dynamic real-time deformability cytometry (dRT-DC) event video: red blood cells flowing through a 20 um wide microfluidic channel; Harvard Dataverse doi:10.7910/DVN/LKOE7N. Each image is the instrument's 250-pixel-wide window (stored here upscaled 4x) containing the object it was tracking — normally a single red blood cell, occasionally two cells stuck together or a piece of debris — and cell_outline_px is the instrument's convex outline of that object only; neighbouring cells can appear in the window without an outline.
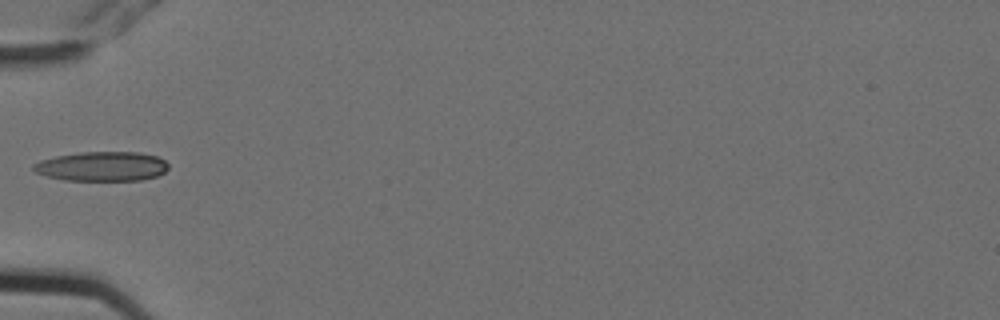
{"species": "Egyptian fruit bat (a non-hibernating species)", "species_latin": "Rousettus aegyptiacus", "temperature_condition": "cold", "stored_images_in_passage": 6, "camera_frame_rate_fps": 3000, "um_per_image_px": 0.085, "animal": {"sex": "female"}, "frame": {"image": 1, "passage_image": 1, "time_ms": 0.0, "image_size_px": [1000, 320], "cell_outline_px": [[168, 168], [164, 172], [156, 176], [140, 180], [64, 180], [48, 176], [36, 172], [32, 168], [32, 164], [40, 160], [56, 156], [80, 152], [140, 152], [156, 156], [164, 160], [168, 164]], "centroid_in_image_um": [8.66, 14.13], "position_along_channel_um": 76.3, "area_um2": 23.12}}
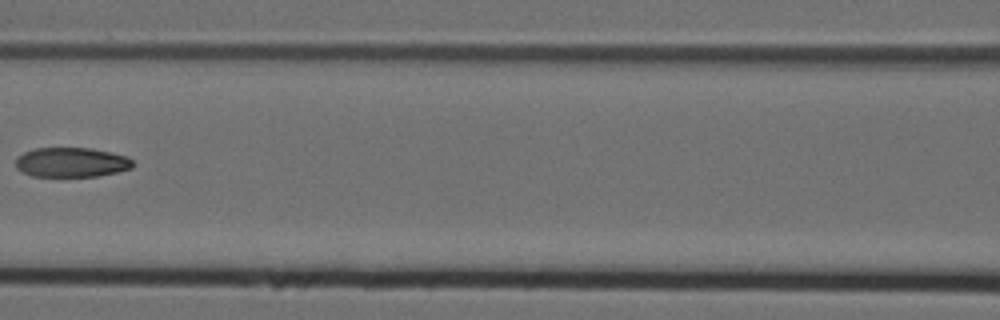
{"frame": {"image": 2, "passage_image": 3, "time_ms": 0.667, "image_size_px": [1000, 320], "cell_outline_px": [[132, 168], [116, 172], [96, 176], [32, 176], [16, 168], [16, 156], [24, 152], [36, 148], [92, 148], [112, 152], [124, 156], [132, 160]], "centroid_in_image_um": [6.05, 13.79], "position_along_channel_um": 160.6, "area_um2": 20.11}}
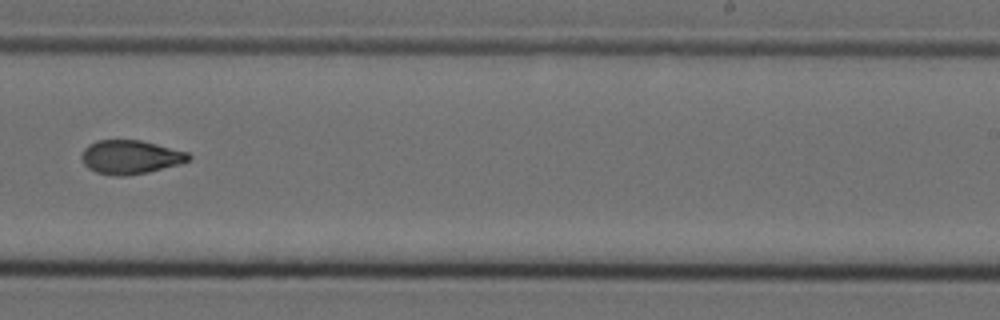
{"frame": {"image": 3, "passage_image": 6, "time_ms": 1.667, "image_size_px": [1000, 320], "cell_outline_px": [[192, 156], [188, 160], [180, 164], [148, 172], [124, 176], [112, 176], [96, 172], [88, 168], [84, 164], [80, 156], [84, 148], [88, 144], [96, 140], [140, 140], [188, 152]], "centroid_in_image_um": [11.05, 13.35], "position_along_channel_um": 277.9, "area_um2": 21.15}}